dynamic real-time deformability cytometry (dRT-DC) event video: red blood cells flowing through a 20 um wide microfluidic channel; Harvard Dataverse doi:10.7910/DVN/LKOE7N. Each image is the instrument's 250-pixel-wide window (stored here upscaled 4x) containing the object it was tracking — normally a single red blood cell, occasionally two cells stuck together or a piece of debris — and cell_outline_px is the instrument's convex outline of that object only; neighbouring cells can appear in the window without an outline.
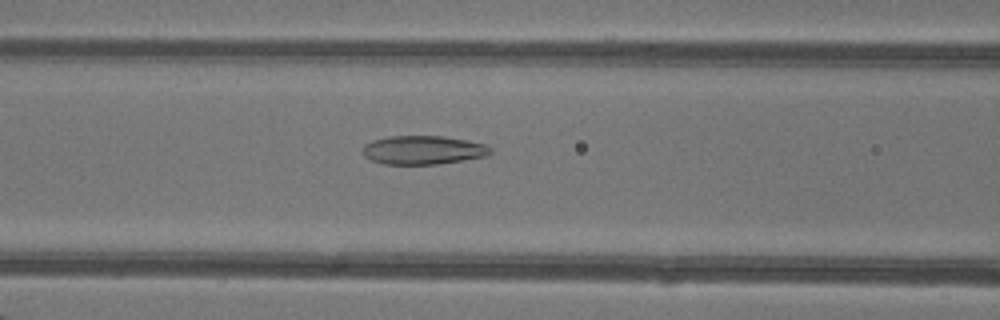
{"species": "common noctule bat (a hibernating species)", "species_latin": "Nyctalus noctula", "temperature_condition": "warm", "stored_images_in_passage": 48, "camera_frame_rate_fps": 3000, "um_per_image_px": 0.085, "animal": {"sex": "female"}, "frame": {"image": 1, "passage_image": 21, "time_ms": 6.667, "image_size_px": [1000, 320], "cell_outline_px": [[492, 152], [488, 156], [436, 164], [384, 164], [372, 160], [364, 156], [364, 144], [372, 140], [392, 136], [444, 136], [468, 140], [484, 144], [492, 148]], "centroid_in_image_um": [35.99, 12.75], "position_along_channel_um": 130.6, "area_um2": 21.33}}
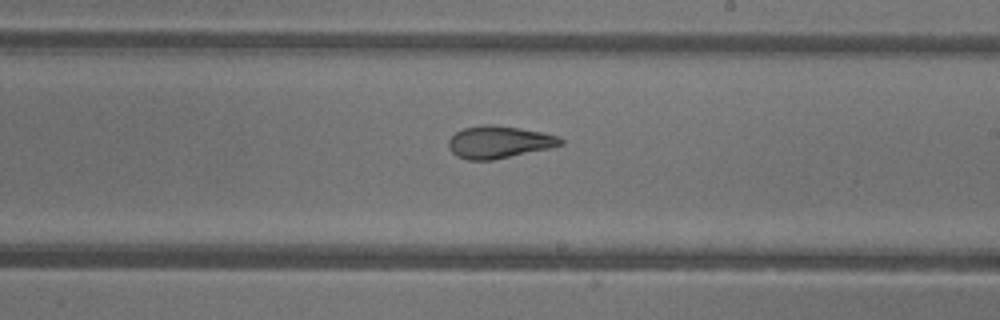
{"frame": {"image": 2, "passage_image": 29, "time_ms": 9.333, "image_size_px": [1000, 320], "cell_outline_px": [[564, 144], [552, 148], [492, 160], [468, 160], [456, 156], [448, 148], [448, 140], [456, 132], [464, 128], [484, 124], [492, 124], [520, 128], [544, 132], [560, 136], [564, 140]], "centroid_in_image_um": [42.45, 12.07], "position_along_channel_um": 246.5, "area_um2": 21.39}}
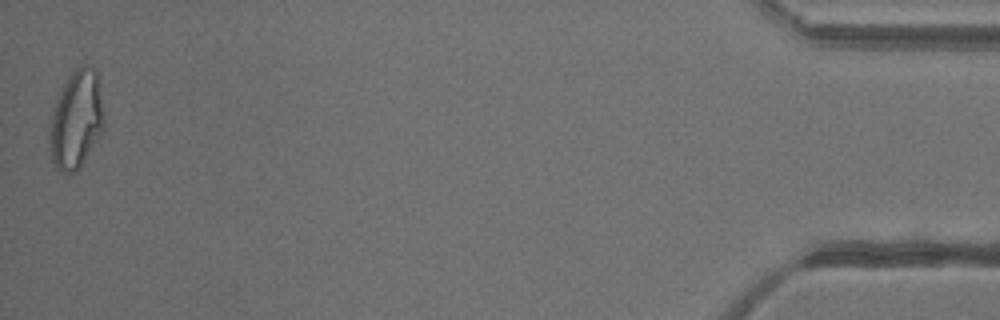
{"frame": {"image": 3, "passage_image": 48, "time_ms": 15.667, "image_size_px": [1000, 320], "cell_outline_px": [[104, 128], [80, 168], [68, 176], [60, 172], [56, 168], [52, 160], [48, 144], [48, 132], [56, 100], [68, 76], [76, 68], [84, 64], [92, 68], [96, 72], [104, 112]], "centroid_in_image_um": [6.46, 10.24], "position_along_channel_um": 428.7, "area_um2": 31.21}, "authors_computed_cell_mechanics": {"area_um2": 24.9118, "velocity_mm_per_s": 4.3455, "shape_relaxation_time_tau1_ms": null, "shape_relaxation_time_tau2_ms": 1.5255, "deformation_change_tau1": null, "deformation_change_tau2": 0.0869}}